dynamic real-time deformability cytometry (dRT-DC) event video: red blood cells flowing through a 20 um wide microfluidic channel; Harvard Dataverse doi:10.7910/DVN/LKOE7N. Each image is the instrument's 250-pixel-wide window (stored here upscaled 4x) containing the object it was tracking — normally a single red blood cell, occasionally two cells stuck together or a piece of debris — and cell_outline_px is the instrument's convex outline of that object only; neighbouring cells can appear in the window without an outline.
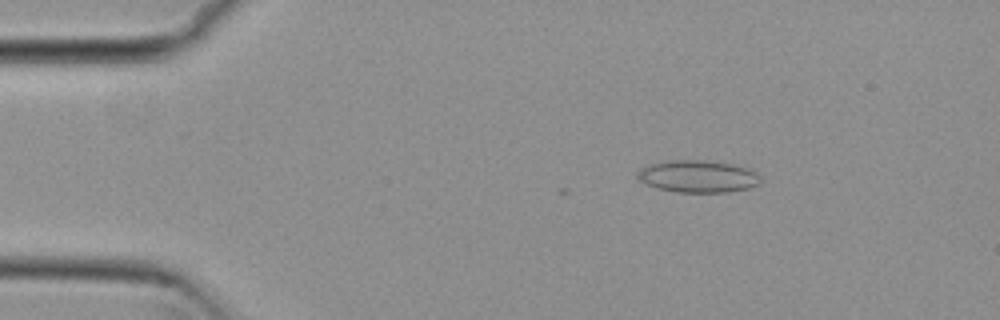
{"species": "common noctule bat (a hibernating species)", "species_latin": "Nyctalus noctula", "temperature_condition": "cold", "stored_images_in_passage": 9, "camera_frame_rate_fps": 3000, "um_per_image_px": 0.085, "animal": {"sex": "female", "body_mass_g": 29.2, "forearm_length_mm": 56.3}, "frame": {"image": 1, "passage_image": 2, "time_ms": 0.333, "image_size_px": [1000, 320], "cell_outline_px": [[760, 184], [748, 188], [728, 192], [676, 192], [656, 188], [640, 180], [636, 176], [636, 172], [640, 168], [648, 164], [668, 160], [704, 160], [732, 164], [748, 168], [756, 172], [760, 176]], "centroid_in_image_um": [59.31, 14.99], "position_along_channel_um": 25.7, "area_um2": 23.24}}